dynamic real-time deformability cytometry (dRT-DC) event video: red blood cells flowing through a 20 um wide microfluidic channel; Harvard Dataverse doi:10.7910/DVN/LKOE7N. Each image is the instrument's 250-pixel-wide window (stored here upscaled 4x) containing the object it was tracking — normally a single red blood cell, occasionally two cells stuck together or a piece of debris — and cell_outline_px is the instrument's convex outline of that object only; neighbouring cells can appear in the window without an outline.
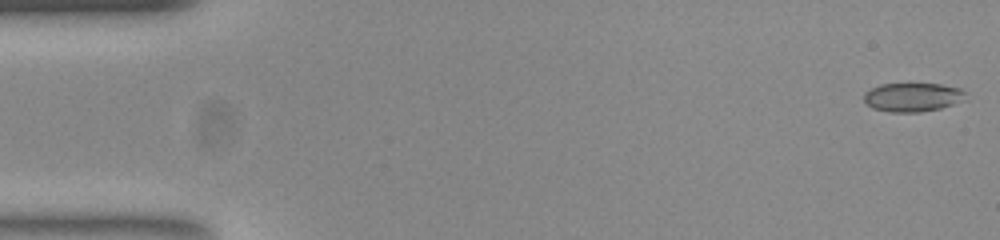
{"species": "common noctule bat (a hibernating species)", "species_latin": "Nyctalus noctula", "temperature_condition": "room temperature", "stored_images_in_passage": 53, "camera_frame_rate_fps": 3000, "um_per_image_px": 0.085, "animal": {"sex": "female", "body_mass_g": 23.0, "forearm_length_mm": 53.4}, "frame": {"image": 1, "passage_image": 1, "time_ms": 0.0, "image_size_px": [1000, 240], "cell_outline_px": [[964, 92], [952, 104], [940, 108], [920, 112], [892, 112], [872, 108], [864, 100], [864, 92], [880, 84], [940, 84], [960, 88]], "centroid_in_image_um": [77.46, 8.25], "position_along_channel_um": 7.5, "area_um2": 16.53}}
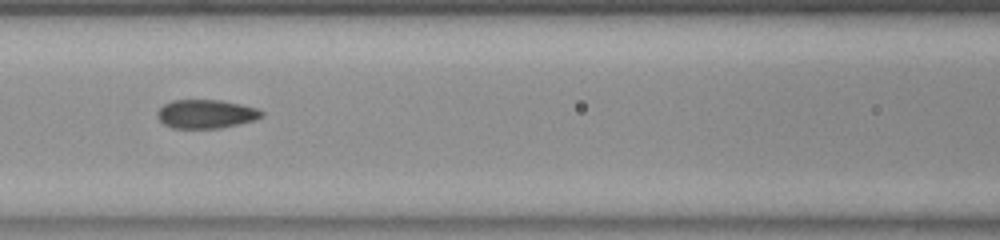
{"frame": {"image": 2, "passage_image": 23, "time_ms": 7.333, "image_size_px": [1000, 240], "cell_outline_px": [[264, 116], [252, 120], [236, 124], [216, 128], [172, 128], [164, 124], [156, 116], [156, 112], [164, 104], [172, 100], [220, 100], [240, 104], [256, 108], [264, 112]], "centroid_in_image_um": [17.47, 9.68], "position_along_channel_um": 149.1, "area_um2": 17.28}}
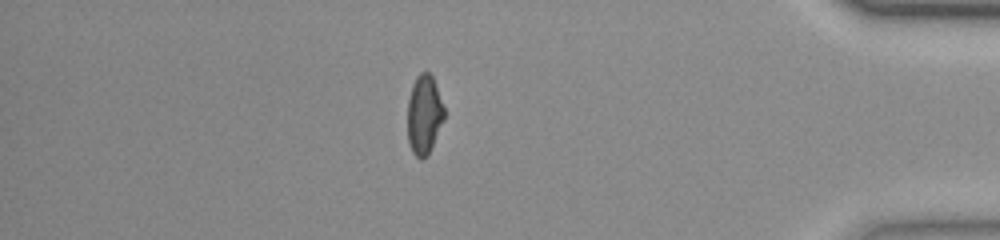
{"frame": {"image": 3, "passage_image": 46, "time_ms": 15.0, "image_size_px": [1000, 240], "cell_outline_px": [[444, 120], [428, 152], [420, 160], [412, 152], [408, 140], [408, 100], [412, 84], [416, 76], [420, 72], [428, 72], [432, 76], [444, 108]], "centroid_in_image_um": [36.03, 9.71], "position_along_channel_um": 399.2, "area_um2": 16.59}, "authors_computed_cell_mechanics": {"area_um2": 17.2822, "velocity_mm_per_s": 3.803, "shape_relaxation_time_tau1_ms": null, "shape_relaxation_time_tau2_ms": 1.2457, "deformation_change_tau1": null, "deformation_change_tau2": 0.0847}}